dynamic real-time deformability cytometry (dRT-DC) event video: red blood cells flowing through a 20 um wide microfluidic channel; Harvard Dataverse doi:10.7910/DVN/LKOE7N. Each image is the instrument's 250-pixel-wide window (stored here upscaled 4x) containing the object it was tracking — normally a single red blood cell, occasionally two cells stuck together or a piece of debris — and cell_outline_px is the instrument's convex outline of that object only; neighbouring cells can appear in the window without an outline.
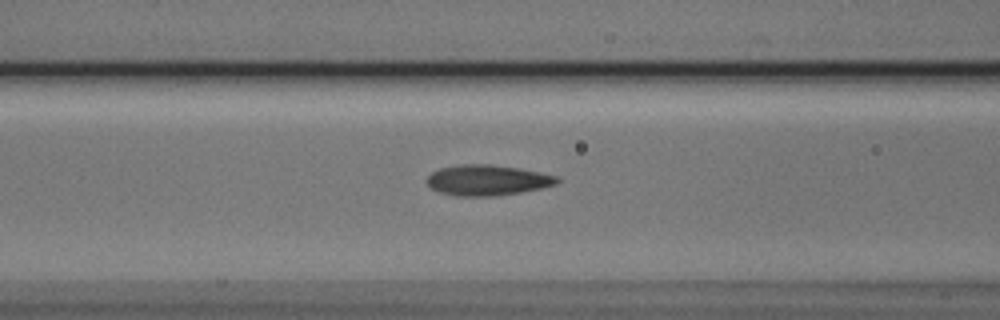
{"species": "Egyptian fruit bat (a non-hibernating species)", "species_latin": "Rousettus aegyptiacus", "temperature_condition": "cold", "stored_images_in_passage": 41, "camera_frame_rate_fps": 3000, "um_per_image_px": 0.085, "animal": {"sex": "male"}, "frame": {"image": 1, "passage_image": 15, "time_ms": 4.667, "image_size_px": [1000, 320], "cell_outline_px": [[560, 180], [556, 184], [540, 188], [520, 192], [496, 196], [456, 196], [440, 192], [432, 188], [424, 180], [432, 172], [440, 168], [460, 164], [488, 164], [516, 168], [540, 172], [560, 176]], "centroid_in_image_um": [41.42, 15.31], "position_along_channel_um": 125.2, "area_um2": 23.18}}
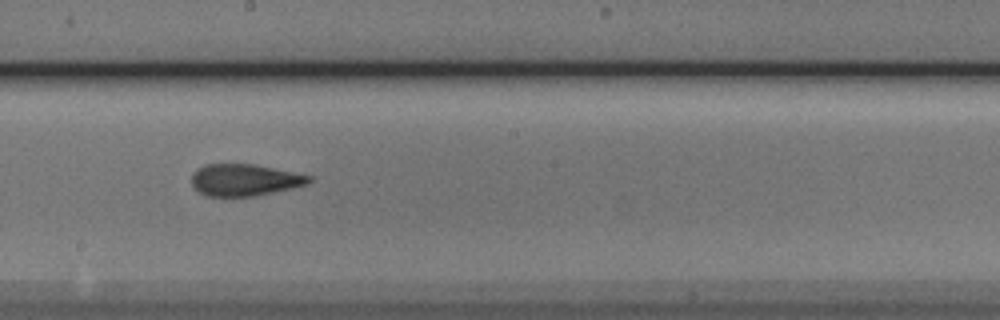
{"frame": {"image": 2, "passage_image": 23, "time_ms": 7.333, "image_size_px": [1000, 320], "cell_outline_px": [[312, 180], [308, 184], [292, 188], [256, 196], [204, 196], [192, 184], [192, 176], [196, 168], [204, 164], [256, 164], [312, 176]], "centroid_in_image_um": [20.8, 15.29], "position_along_channel_um": 227.4, "area_um2": 21.85}}
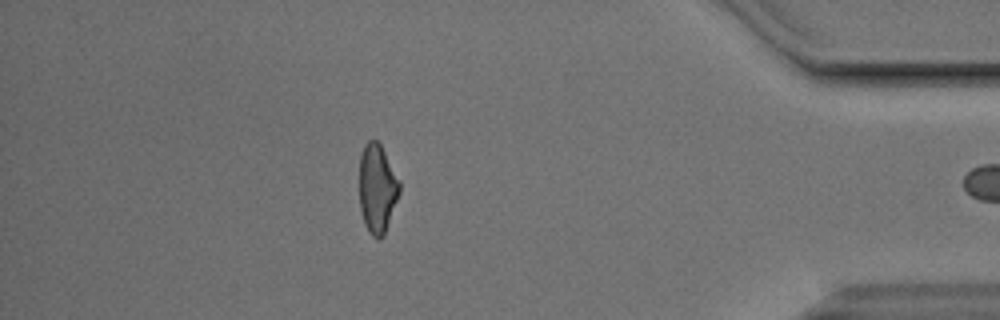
{"frame": {"image": 3, "passage_image": 40, "time_ms": 13.0, "image_size_px": [1000, 320], "cell_outline_px": [[400, 192], [384, 236], [380, 240], [376, 240], [368, 232], [364, 224], [360, 208], [360, 156], [364, 144], [368, 140], [376, 140], [380, 144], [400, 180]], "centroid_in_image_um": [32.07, 16.06], "position_along_channel_um": 403.1, "area_um2": 20.98}}